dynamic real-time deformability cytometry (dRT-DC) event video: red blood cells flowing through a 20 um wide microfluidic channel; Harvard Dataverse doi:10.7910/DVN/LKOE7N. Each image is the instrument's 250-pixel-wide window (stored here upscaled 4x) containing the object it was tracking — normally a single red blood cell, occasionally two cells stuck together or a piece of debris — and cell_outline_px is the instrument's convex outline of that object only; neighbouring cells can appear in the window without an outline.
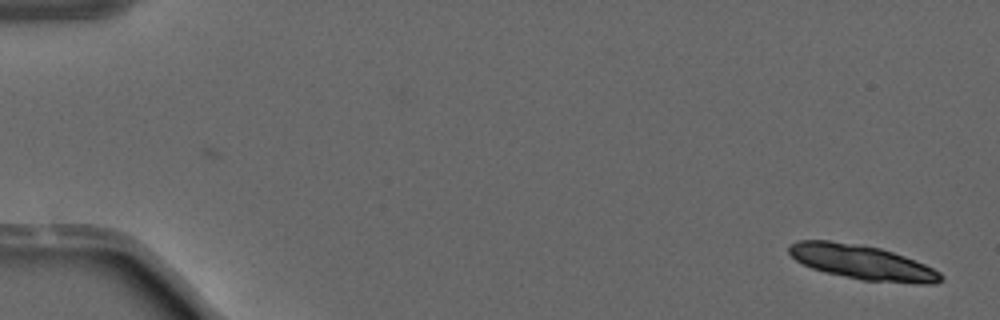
{"species": "common noctule bat (a hibernating species)", "species_latin": "Nyctalus noctula", "temperature_condition": "warm", "stored_images_in_passage": 19, "segment_of_instrument_passage": [1, 2], "camera_frame_rate_fps": 3000, "um_per_image_px": 0.085, "animal": {"sex": "male", "forearm_length_mm": 52.5}, "frame": {"image": 1, "passage_image": 1, "time_ms": 0.0, "image_size_px": [1000, 320], "cell_outline_px": [[944, 276], [936, 284], [916, 284], [864, 280], [824, 272], [812, 268], [796, 260], [788, 252], [788, 244], [796, 240], [828, 240], [860, 244], [880, 248], [904, 256], [924, 264], [940, 272]], "centroid_in_image_um": [73.27, 22.29], "position_along_channel_um": 11.7, "area_um2": 30.52}}
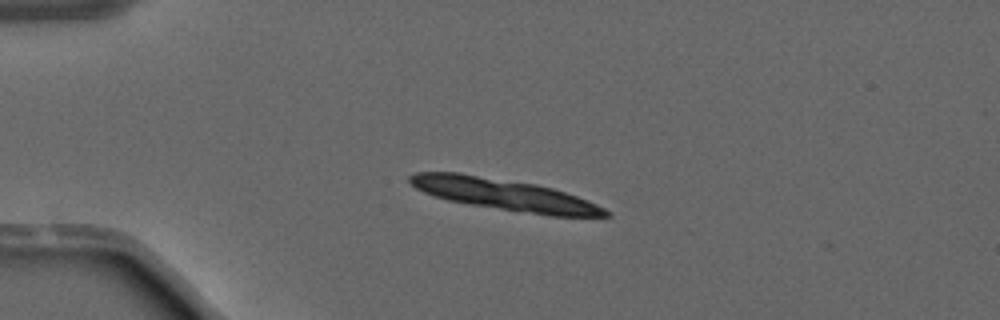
{"frame": {"image": 2, "passage_image": 12, "time_ms": 3.667, "image_size_px": [1000, 320], "cell_outline_px": [[612, 216], [552, 216], [472, 204], [448, 200], [424, 192], [416, 188], [408, 180], [408, 176], [416, 172], [460, 172], [536, 184], [552, 188], [588, 200], [612, 212]], "centroid_in_image_um": [42.88, 16.52], "position_along_channel_um": 42.1, "area_um2": 35.49}}